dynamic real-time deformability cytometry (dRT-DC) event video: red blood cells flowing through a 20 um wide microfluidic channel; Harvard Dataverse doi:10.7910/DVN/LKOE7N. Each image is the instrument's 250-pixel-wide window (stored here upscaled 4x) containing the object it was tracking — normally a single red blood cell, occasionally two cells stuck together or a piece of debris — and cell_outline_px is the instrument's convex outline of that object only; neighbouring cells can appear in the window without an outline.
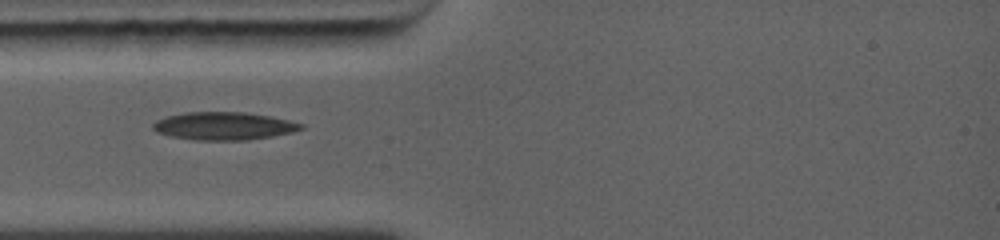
{"species": "common noctule bat (a hibernating species)", "species_latin": "Nyctalus noctula", "temperature_condition": "warm", "stored_images_in_passage": 69, "camera_frame_rate_fps": 5000, "um_per_image_px": 0.085, "animal": {"sex": "female", "body_mass_g": 19.0, "forearm_length_mm": 56.7}, "frame": {"image": 1, "passage_image": 1, "time_ms": 0.0, "image_size_px": [1000, 240], "cell_outline_px": [[304, 128], [292, 132], [272, 136], [248, 140], [196, 140], [172, 136], [156, 132], [152, 128], [152, 124], [156, 120], [168, 116], [184, 112], [244, 112], [272, 116], [304, 124]], "centroid_in_image_um": [19.03, 10.7], "position_along_channel_um": 66.0, "area_um2": 24.04}}
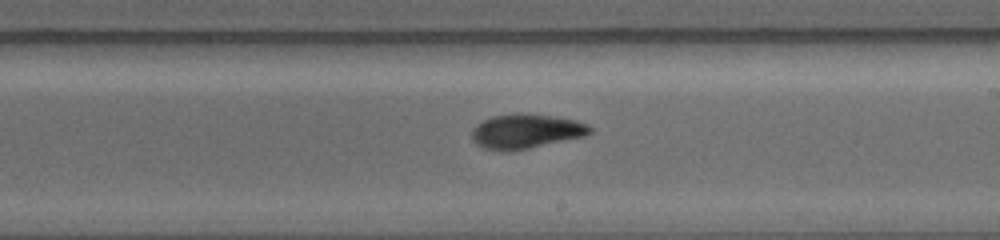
{"frame": {"image": 2, "passage_image": 33, "time_ms": 4.0, "image_size_px": [1000, 240], "cell_outline_px": [[592, 132], [584, 136], [512, 152], [500, 152], [484, 148], [476, 144], [472, 140], [472, 128], [476, 124], [492, 116], [516, 112], [520, 112], [552, 116], [576, 120], [588, 124], [592, 128]], "centroid_in_image_um": [44.67, 11.16], "position_along_channel_um": 244.3, "area_um2": 24.16}}
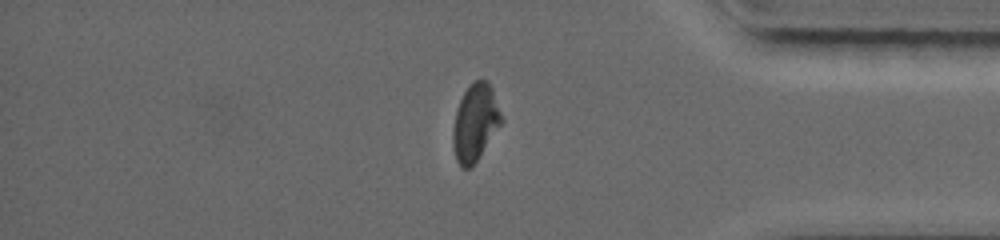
{"frame": {"image": 3, "passage_image": 57, "time_ms": 7.8, "image_size_px": [1000, 240], "cell_outline_px": [[504, 120], [472, 168], [460, 168], [456, 160], [452, 144], [452, 128], [456, 112], [460, 100], [464, 92], [472, 80], [484, 80], [492, 88]], "centroid_in_image_um": [40.38, 10.45], "position_along_channel_um": 394.8, "area_um2": 21.91}}